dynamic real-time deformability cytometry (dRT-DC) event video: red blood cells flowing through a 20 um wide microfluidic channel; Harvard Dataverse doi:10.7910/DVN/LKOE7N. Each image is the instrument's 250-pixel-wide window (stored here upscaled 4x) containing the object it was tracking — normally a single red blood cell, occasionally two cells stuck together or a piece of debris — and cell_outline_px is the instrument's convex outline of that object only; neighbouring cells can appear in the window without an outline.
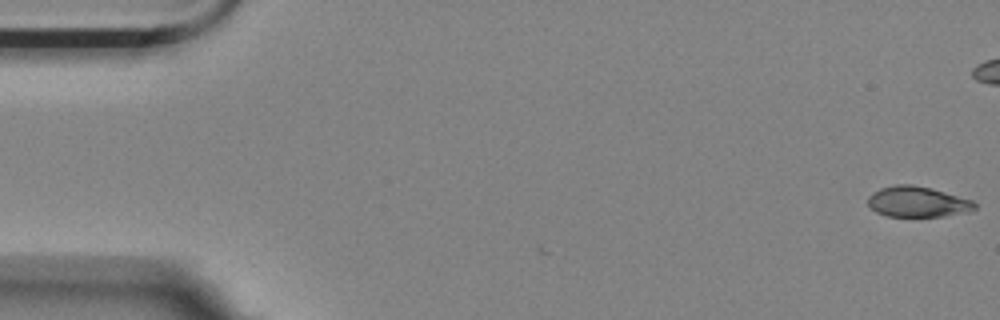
{"species": "Egyptian fruit bat (a non-hibernating species)", "species_latin": "Rousettus aegyptiacus", "temperature_condition": "room temperature", "stored_images_in_passage": 2, "camera_frame_rate_fps": 3000, "um_per_image_px": 0.085, "animal": {"sex": "female"}, "frame": {"image": 1, "passage_image": 2, "time_ms": 0.333, "image_size_px": [1000, 320], "cell_outline_px": [[976, 208], [968, 212], [944, 216], [888, 216], [876, 212], [868, 204], [868, 196], [872, 192], [880, 188], [896, 184], [912, 184], [932, 188], [972, 200], [976, 204]], "centroid_in_image_um": [77.98, 17.14], "position_along_channel_um": 7.0, "area_um2": 19.07}}